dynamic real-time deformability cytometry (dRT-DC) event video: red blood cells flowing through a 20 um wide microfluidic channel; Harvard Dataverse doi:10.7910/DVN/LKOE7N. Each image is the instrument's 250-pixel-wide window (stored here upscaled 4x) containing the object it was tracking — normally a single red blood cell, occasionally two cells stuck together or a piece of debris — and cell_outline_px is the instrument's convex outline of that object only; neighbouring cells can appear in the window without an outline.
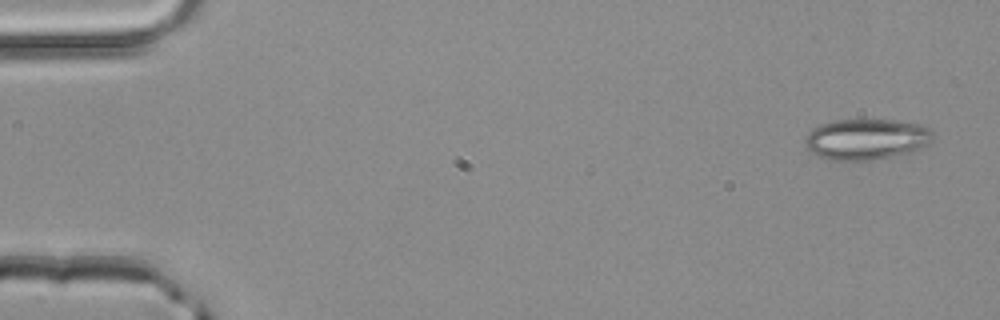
{"species": "common noctule bat (a hibernating species)", "species_latin": "Nyctalus noctula", "temperature_condition": "room temperature", "stored_images_in_passage": 4, "camera_frame_rate_fps": 3000, "um_per_image_px": 0.085, "animal": {"sex": "male", "body_mass_g": 20.4}, "frame": {"image": 1, "passage_image": 1, "time_ms": 0.0, "image_size_px": [1000, 320], "cell_outline_px": [[936, 136], [928, 144], [912, 152], [872, 160], [824, 160], [812, 152], [804, 144], [804, 140], [808, 132], [812, 128], [820, 124], [836, 120], [892, 120], [920, 124], [928, 128]], "centroid_in_image_um": [73.63, 11.84], "position_along_channel_um": 11.4, "area_um2": 30.63}}